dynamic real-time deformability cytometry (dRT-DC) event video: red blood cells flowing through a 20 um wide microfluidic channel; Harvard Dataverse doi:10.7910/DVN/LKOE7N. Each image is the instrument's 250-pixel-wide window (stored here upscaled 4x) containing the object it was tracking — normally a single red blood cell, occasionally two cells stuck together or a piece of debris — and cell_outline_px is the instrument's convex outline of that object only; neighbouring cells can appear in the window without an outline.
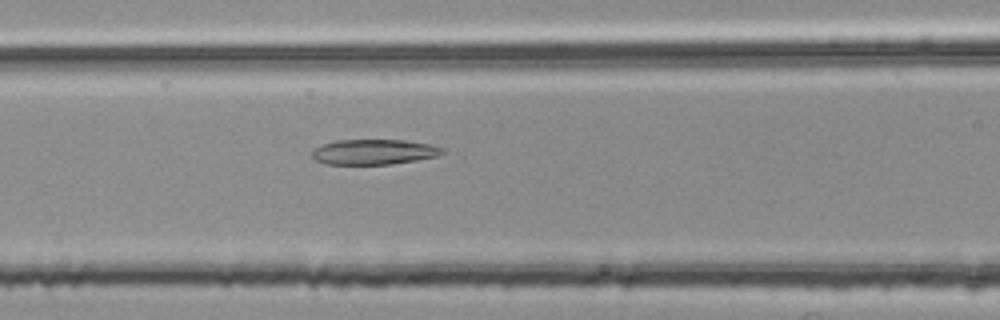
{"species": "common noctule bat (a hibernating species)", "species_latin": "Nyctalus noctula", "temperature_condition": "room temperature", "stored_images_in_passage": 39, "camera_frame_rate_fps": 3000, "um_per_image_px": 0.085, "animal": {"sex": "female", "body_mass_g": 25.1}, "frame": {"image": 1, "passage_image": 8, "time_ms": 2.333, "image_size_px": [1000, 320], "cell_outline_px": [[444, 152], [436, 156], [416, 160], [392, 164], [328, 164], [316, 160], [312, 156], [312, 152], [320, 144], [336, 140], [404, 140], [428, 144], [444, 148]], "centroid_in_image_um": [31.76, 12.91], "position_along_channel_um": 134.8, "area_um2": 19.02}}
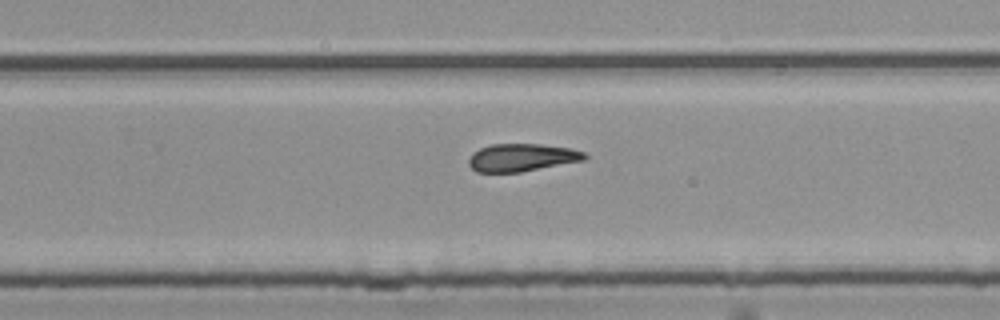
{"frame": {"image": 2, "passage_image": 20, "time_ms": 6.333, "image_size_px": [1000, 320], "cell_outline_px": [[588, 156], [584, 160], [520, 172], [476, 172], [468, 164], [468, 160], [472, 152], [480, 148], [492, 144], [540, 144], [572, 148], [584, 152]], "centroid_in_image_um": [44.34, 13.38], "position_along_channel_um": 285.5, "area_um2": 18.73}}
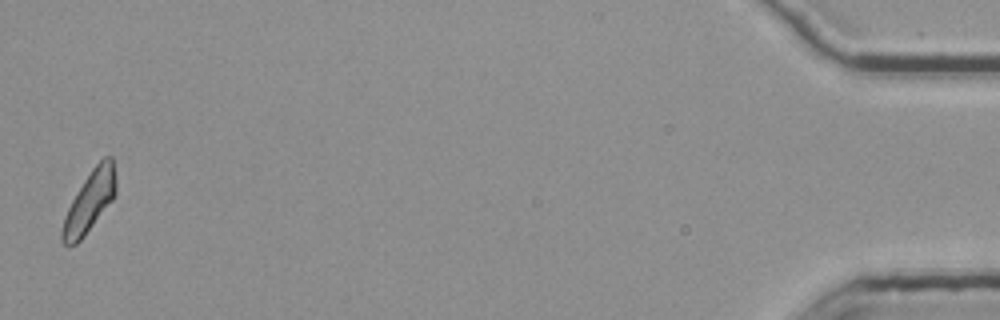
{"frame": {"image": 3, "passage_image": 39, "time_ms": 12.667, "image_size_px": [1000, 320], "cell_outline_px": [[116, 192], [112, 200], [84, 236], [76, 244], [64, 244], [60, 240], [60, 232], [64, 216], [76, 192], [92, 168], [104, 156], [112, 156], [116, 176]], "centroid_in_image_um": [7.61, 17.12], "position_along_channel_um": 427.6, "area_um2": 18.96}, "authors_computed_cell_mechanics": {"area_um2": 19.0162, "velocity_mm_per_s": 3.7773, "shape_relaxation_time_tau1_ms": null, "shape_relaxation_time_tau2_ms": 7.323, "deformation_change_tau1": null, "deformation_change_tau2": 0.1731}}